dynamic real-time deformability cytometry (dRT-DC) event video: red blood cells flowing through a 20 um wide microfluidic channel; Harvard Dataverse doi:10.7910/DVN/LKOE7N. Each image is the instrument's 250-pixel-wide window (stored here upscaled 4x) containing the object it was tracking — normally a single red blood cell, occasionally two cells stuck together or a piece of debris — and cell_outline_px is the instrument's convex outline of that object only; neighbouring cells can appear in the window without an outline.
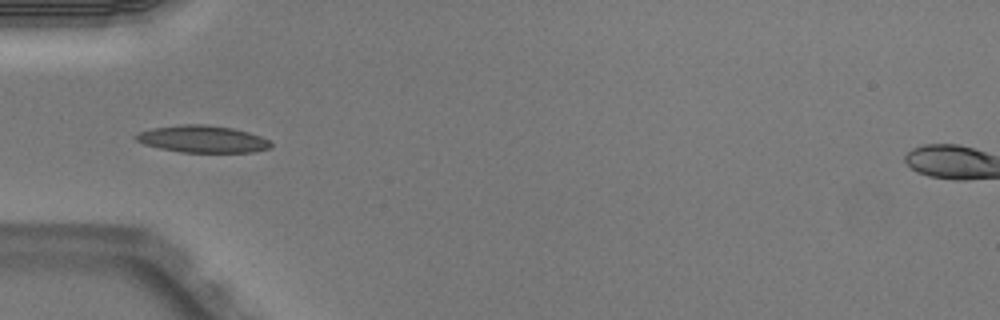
{"species": "Egyptian fruit bat (a non-hibernating species)", "species_latin": "Rousettus aegyptiacus", "temperature_condition": "warm", "stored_images_in_passage": 6, "camera_frame_rate_fps": 3000, "um_per_image_px": 0.085, "animal": {"sex": "male"}, "frame": {"image": 1, "passage_image": 5, "time_ms": 1.333, "image_size_px": [1000, 320], "cell_outline_px": [[272, 148], [252, 152], [180, 152], [160, 148], [144, 144], [136, 140], [132, 136], [136, 132], [152, 128], [180, 124], [208, 124], [232, 128], [248, 132], [260, 136], [268, 140], [272, 144]], "centroid_in_image_um": [17.18, 11.81], "position_along_channel_um": 67.8, "area_um2": 21.44}}